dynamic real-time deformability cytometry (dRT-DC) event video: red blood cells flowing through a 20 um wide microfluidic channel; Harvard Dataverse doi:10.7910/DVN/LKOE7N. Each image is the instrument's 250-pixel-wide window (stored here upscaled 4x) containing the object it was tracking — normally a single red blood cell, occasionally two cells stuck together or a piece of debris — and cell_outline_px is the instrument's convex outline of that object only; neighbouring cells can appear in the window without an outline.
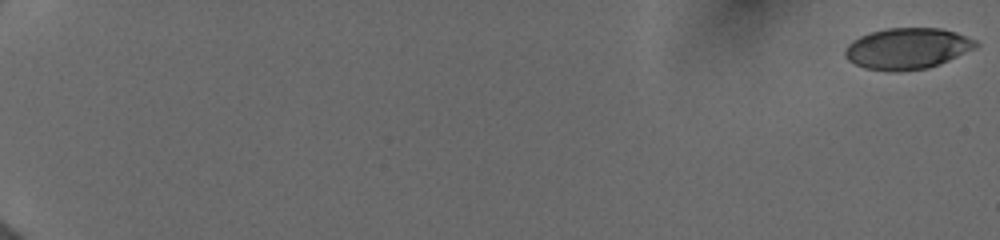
{"species": "human", "species_latin": "Homo sapiens", "temperature_condition": "cold", "stored_images_in_passage": 60, "camera_frame_rate_fps": 3000, "um_per_image_px": 0.085, "donor": {"sex": "female"}, "frame": {"image": 1, "passage_image": 1, "time_ms": 0.0, "image_size_px": [1000, 240], "cell_outline_px": [[980, 44], [976, 48], [940, 64], [928, 68], [900, 72], [888, 72], [864, 68], [848, 60], [844, 56], [844, 48], [852, 40], [860, 36], [872, 32], [888, 28], [940, 28], [956, 32], [976, 40]], "centroid_in_image_um": [77.12, 4.14], "position_along_channel_um": 7.9, "area_um2": 31.67}}
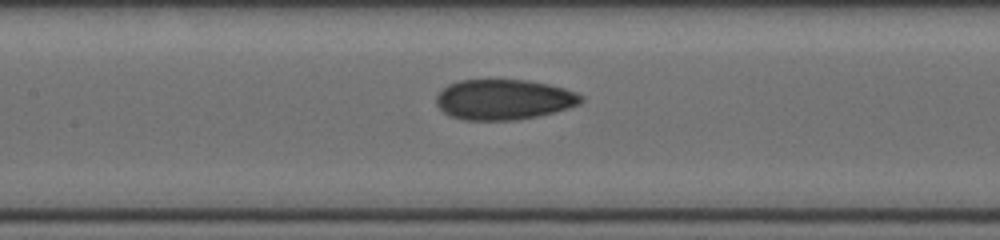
{"frame": {"image": 2, "passage_image": 33, "time_ms": 9.667, "image_size_px": [1000, 240], "cell_outline_px": [[584, 100], [580, 104], [556, 112], [516, 120], [464, 120], [452, 116], [444, 112], [436, 104], [436, 96], [448, 84], [460, 80], [528, 80], [548, 84], [564, 88], [576, 92], [584, 96]], "centroid_in_image_um": [42.85, 8.46], "position_along_channel_um": 164.5, "area_um2": 34.1}}
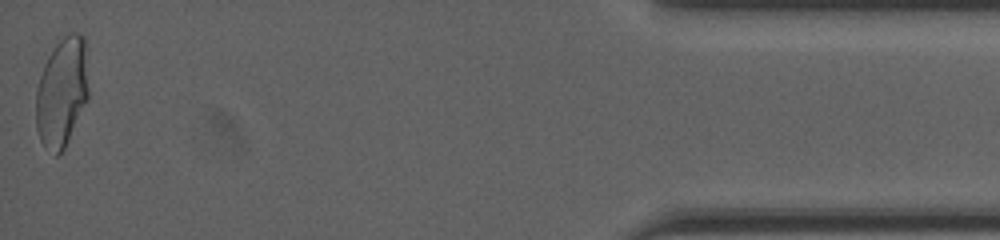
{"frame": {"image": 3, "passage_image": 60, "time_ms": 18.0, "image_size_px": [1000, 240], "cell_outline_px": [[88, 100], [64, 148], [56, 156], [40, 140], [36, 128], [36, 88], [44, 64], [48, 56], [56, 44], [64, 36], [72, 32], [80, 32], [84, 36], [88, 48]], "centroid_in_image_um": [5.29, 7.77], "position_along_channel_um": 429.9, "area_um2": 33.93}, "authors_computed_cell_mechanics": {"area_um2": 33.0038, "velocity_mm_per_s": 4.0085, "shape_relaxation_time_tau1_ms": 6.1682, "shape_relaxation_time_tau2_ms": 1.2853, "deformation_change_tau1": 0.155, "deformation_change_tau2": 0.0593}}